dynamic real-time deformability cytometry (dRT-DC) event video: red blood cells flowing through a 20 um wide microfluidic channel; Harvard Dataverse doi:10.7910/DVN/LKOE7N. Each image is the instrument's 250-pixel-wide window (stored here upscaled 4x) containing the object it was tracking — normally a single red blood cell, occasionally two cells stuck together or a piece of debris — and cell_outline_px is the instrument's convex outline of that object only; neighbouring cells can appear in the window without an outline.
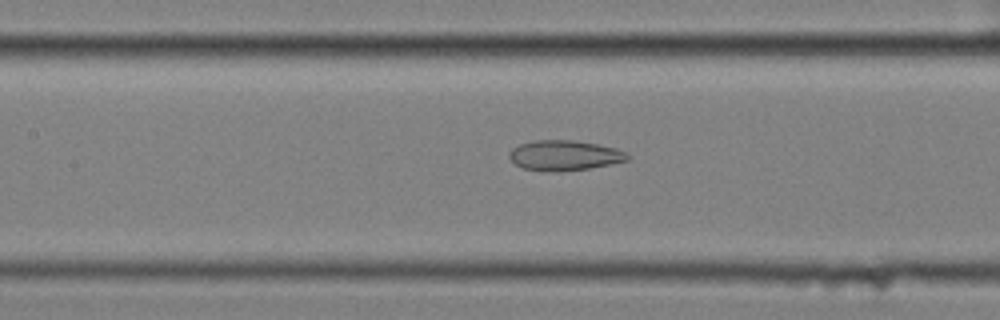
{"species": "common noctule bat (a hibernating species)", "species_latin": "Nyctalus noctula", "temperature_condition": "cold", "stored_images_in_passage": 35, "camera_frame_rate_fps": 3000, "um_per_image_px": 0.085, "animal": {"sex": "female", "body_mass_g": 25.1}, "frame": {"image": 1, "passage_image": 8, "time_ms": 2.333, "image_size_px": [1000, 320], "cell_outline_px": [[632, 156], [628, 160], [588, 168], [556, 172], [544, 172], [524, 168], [516, 164], [508, 156], [508, 152], [512, 148], [520, 144], [532, 140], [572, 140], [596, 144], [616, 148]], "centroid_in_image_um": [47.94, 13.21], "position_along_channel_um": 159.5, "area_um2": 20.75}}
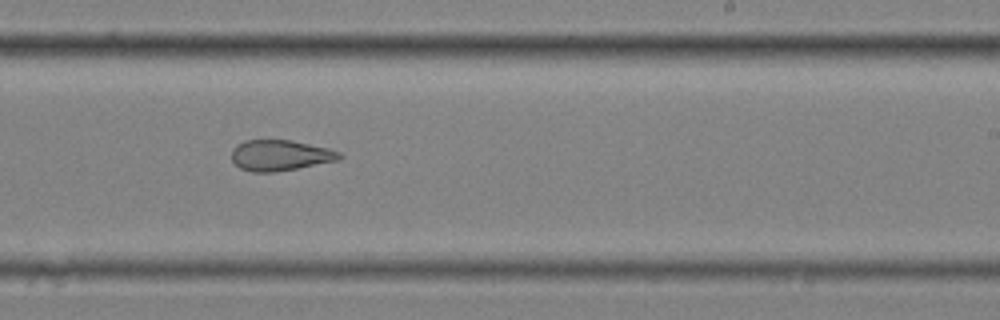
{"frame": {"image": 2, "passage_image": 17, "time_ms": 5.333, "image_size_px": [1000, 320], "cell_outline_px": [[344, 156], [340, 160], [276, 172], [252, 172], [240, 168], [232, 160], [232, 148], [236, 144], [244, 140], [292, 140], [328, 148], [340, 152]], "centroid_in_image_um": [23.82, 13.2], "position_along_channel_um": 265.2, "area_um2": 19.48}}
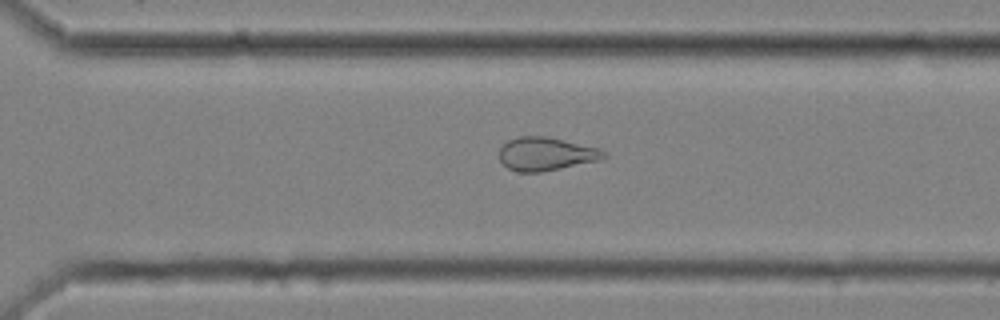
{"frame": {"image": 3, "passage_image": 22, "time_ms": 7.0, "image_size_px": [1000, 320], "cell_outline_px": [[608, 156], [600, 160], [540, 172], [516, 172], [508, 168], [500, 160], [500, 148], [508, 140], [520, 136], [544, 136], [600, 148], [608, 152]], "centroid_in_image_um": [46.43, 13.08], "position_along_channel_um": 324.2, "area_um2": 20.23}}